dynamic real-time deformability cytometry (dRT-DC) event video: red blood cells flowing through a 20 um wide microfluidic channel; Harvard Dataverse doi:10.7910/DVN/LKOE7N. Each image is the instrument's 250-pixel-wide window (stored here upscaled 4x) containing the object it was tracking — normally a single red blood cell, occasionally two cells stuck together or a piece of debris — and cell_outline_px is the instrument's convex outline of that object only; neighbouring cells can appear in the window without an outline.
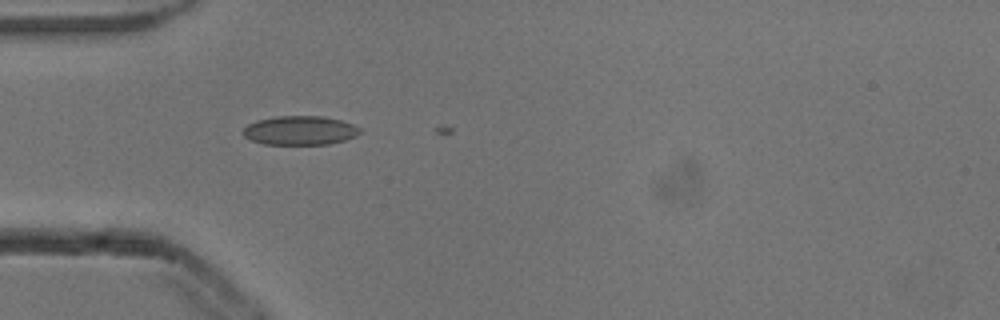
{"species": "common noctule bat (a hibernating species)", "species_latin": "Nyctalus noctula", "temperature_condition": "cold", "stored_images_in_passage": 5, "camera_frame_rate_fps": 3000, "um_per_image_px": 0.085, "animal": {"sex": "male", "body_mass_g": 13.3}, "frame": {"image": 1, "passage_image": 3, "time_ms": 0.667, "image_size_px": [1000, 320], "cell_outline_px": [[360, 132], [356, 136], [344, 140], [328, 144], [264, 144], [252, 140], [244, 136], [244, 128], [248, 124], [256, 120], [276, 116], [320, 116], [340, 120], [352, 124], [360, 128]], "centroid_in_image_um": [25.49, 11.08], "position_along_channel_um": 59.5, "area_um2": 19.59}}